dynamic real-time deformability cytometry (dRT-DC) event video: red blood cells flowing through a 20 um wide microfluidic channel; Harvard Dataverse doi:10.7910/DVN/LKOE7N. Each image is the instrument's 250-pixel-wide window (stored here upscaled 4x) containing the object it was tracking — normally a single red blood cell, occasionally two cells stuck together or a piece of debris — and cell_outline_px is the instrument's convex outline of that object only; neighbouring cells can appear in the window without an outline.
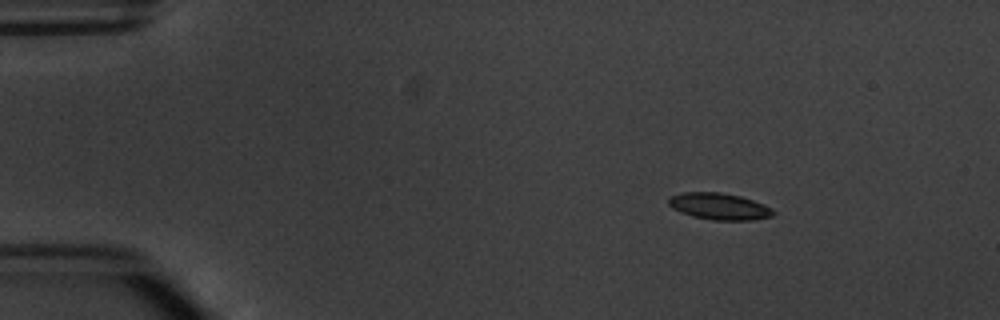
{"species": "common noctule bat (a hibernating species)", "species_latin": "Nyctalus noctula", "temperature_condition": "warm", "stored_images_in_passage": 3, "camera_frame_rate_fps": 3000, "um_per_image_px": 0.085, "animal": {"sex": "male", "body_mass_g": 20.1, "forearm_length_mm": 53.5}, "frame": {"image": 1, "passage_image": 1, "time_ms": 0.0, "image_size_px": [1000, 320], "cell_outline_px": [[776, 212], [772, 216], [752, 220], [712, 220], [692, 216], [680, 212], [672, 208], [668, 204], [668, 196], [684, 192], [720, 192], [740, 196], [764, 204], [772, 208]], "centroid_in_image_um": [61.12, 17.54], "position_along_channel_um": 23.9, "area_um2": 16.36}}